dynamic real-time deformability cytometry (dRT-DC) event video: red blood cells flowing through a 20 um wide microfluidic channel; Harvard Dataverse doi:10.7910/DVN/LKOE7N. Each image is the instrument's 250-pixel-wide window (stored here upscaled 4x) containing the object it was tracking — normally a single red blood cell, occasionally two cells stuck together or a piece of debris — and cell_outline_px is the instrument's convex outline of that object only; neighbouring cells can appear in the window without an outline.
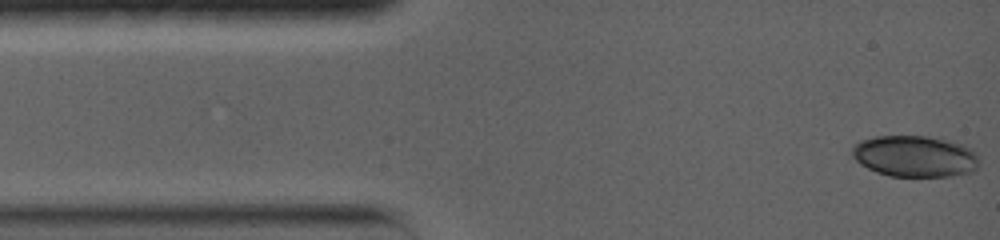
{"species": "common noctule bat (a hibernating species)", "species_latin": "Nyctalus noctula", "temperature_condition": "warm", "stored_images_in_passage": 28, "camera_frame_rate_fps": 5000, "um_per_image_px": 0.085, "animal": {"sex": "female", "body_mass_g": 19.0, "forearm_length_mm": 56.7}, "frame": {"image": 1, "passage_image": 1, "time_ms": 0.0, "image_size_px": [1000, 240], "cell_outline_px": [[976, 168], [972, 172], [948, 176], [888, 176], [876, 172], [860, 164], [852, 156], [852, 148], [860, 140], [876, 136], [928, 136], [948, 140], [972, 148], [976, 152]], "centroid_in_image_um": [77.73, 13.28], "position_along_channel_um": 7.3, "area_um2": 30.52}}
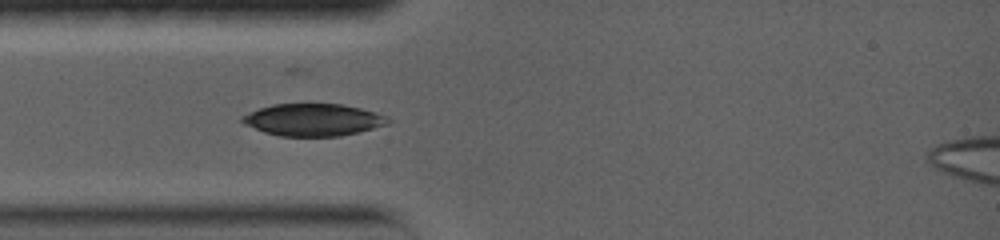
{"frame": {"image": 2, "passage_image": 14, "time_ms": 3.4, "image_size_px": [1000, 240], "cell_outline_px": [[392, 120], [388, 124], [340, 136], [280, 136], [264, 132], [244, 124], [240, 120], [240, 116], [260, 108], [272, 104], [344, 104], [360, 108], [388, 116]], "centroid_in_image_um": [26.61, 10.18], "position_along_channel_um": 58.4, "area_um2": 27.28}}
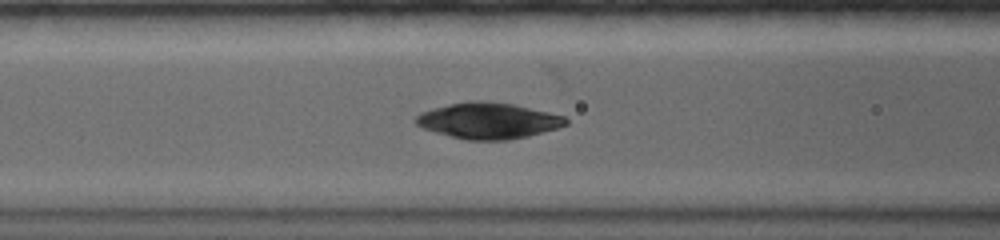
{"frame": {"image": 3, "passage_image": 21, "time_ms": 5.2, "image_size_px": [1000, 240], "cell_outline_px": [[568, 124], [556, 128], [528, 136], [508, 140], [468, 140], [436, 132], [424, 128], [416, 124], [412, 120], [420, 112], [432, 108], [448, 104], [472, 100], [484, 100], [512, 104], [548, 112], [564, 116], [568, 120]], "centroid_in_image_um": [41.47, 10.25], "position_along_channel_um": 125.1, "area_um2": 31.39}}